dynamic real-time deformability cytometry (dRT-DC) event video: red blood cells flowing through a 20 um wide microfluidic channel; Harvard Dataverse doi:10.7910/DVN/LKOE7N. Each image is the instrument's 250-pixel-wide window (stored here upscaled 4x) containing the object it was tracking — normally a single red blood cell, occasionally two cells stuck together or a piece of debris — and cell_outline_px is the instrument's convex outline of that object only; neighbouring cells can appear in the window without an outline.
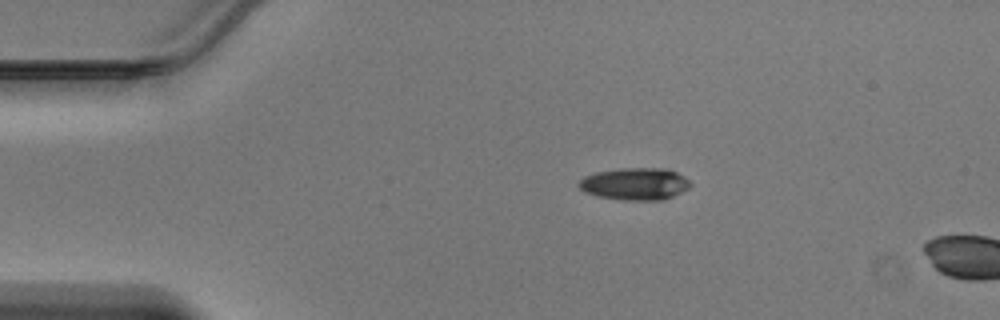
{"species": "Egyptian fruit bat (a non-hibernating species)", "species_latin": "Rousettus aegyptiacus", "temperature_condition": "warm", "stored_images_in_passage": 7, "camera_frame_rate_fps": 3000, "um_per_image_px": 0.085, "animal": {"sex": "male"}, "frame": {"image": 1, "passage_image": 1, "time_ms": 0.0, "image_size_px": [1000, 320], "cell_outline_px": [[692, 184], [688, 188], [672, 196], [660, 200], [624, 200], [596, 196], [584, 192], [576, 184], [584, 176], [596, 172], [620, 168], [668, 168], [684, 176]], "centroid_in_image_um": [53.94, 15.62], "position_along_channel_um": 31.1, "area_um2": 20.98}}